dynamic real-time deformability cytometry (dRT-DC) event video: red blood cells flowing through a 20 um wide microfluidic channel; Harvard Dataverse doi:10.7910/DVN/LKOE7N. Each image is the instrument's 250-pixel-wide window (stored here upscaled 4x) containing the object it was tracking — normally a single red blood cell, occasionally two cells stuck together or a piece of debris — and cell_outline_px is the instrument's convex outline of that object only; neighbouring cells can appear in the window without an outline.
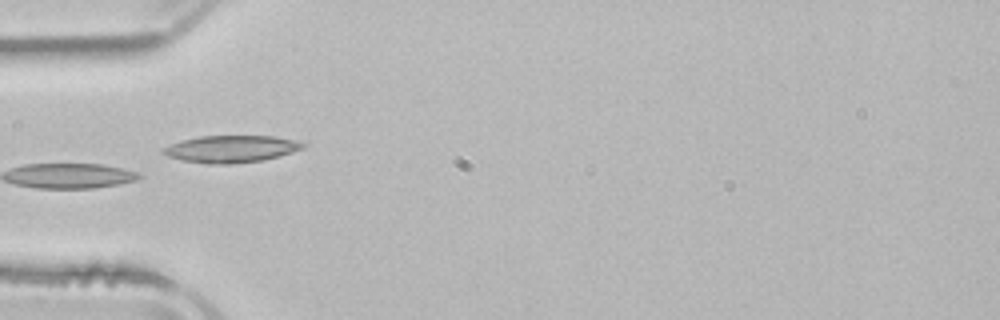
{"species": "common noctule bat (a hibernating species)", "species_latin": "Nyctalus noctula", "temperature_condition": "room temperature", "stored_images_in_passage": 5, "camera_frame_rate_fps": 3000, "um_per_image_px": 0.085, "animal": {"sex": "male", "body_mass_g": 21.5, "forearm_length_mm": 52.0}, "frame": {"image": 1, "passage_image": 4, "time_ms": 3.667, "image_size_px": [1000, 320], "cell_outline_px": [[308, 144], [304, 148], [280, 156], [264, 160], [232, 164], [208, 164], [184, 160], [168, 156], [160, 152], [164, 148], [180, 140], [200, 136], [272, 136], [296, 140]], "centroid_in_image_um": [19.68, 12.66], "position_along_channel_um": 65.3, "area_um2": 22.08}}
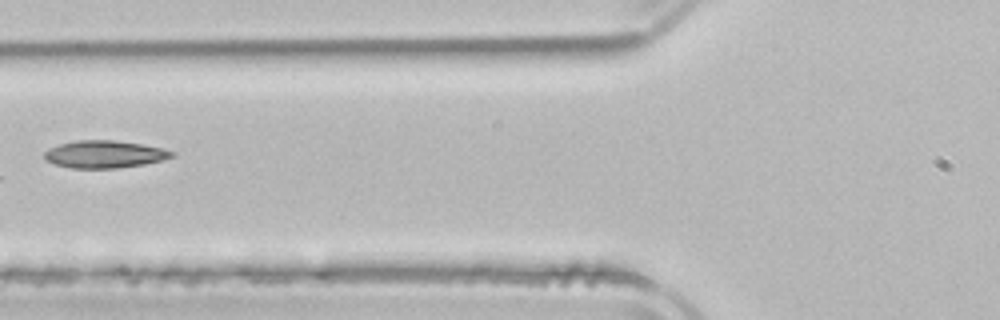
{"frame": {"image": 2, "passage_image": 5, "time_ms": 5.0, "image_size_px": [1000, 320], "cell_outline_px": [[176, 156], [144, 164], [116, 168], [72, 168], [56, 164], [44, 160], [44, 152], [48, 148], [60, 144], [76, 140], [112, 140], [140, 144], [160, 148], [176, 152]], "centroid_in_image_um": [8.85, 13.11], "position_along_channel_um": 116.9, "area_um2": 20.23}}